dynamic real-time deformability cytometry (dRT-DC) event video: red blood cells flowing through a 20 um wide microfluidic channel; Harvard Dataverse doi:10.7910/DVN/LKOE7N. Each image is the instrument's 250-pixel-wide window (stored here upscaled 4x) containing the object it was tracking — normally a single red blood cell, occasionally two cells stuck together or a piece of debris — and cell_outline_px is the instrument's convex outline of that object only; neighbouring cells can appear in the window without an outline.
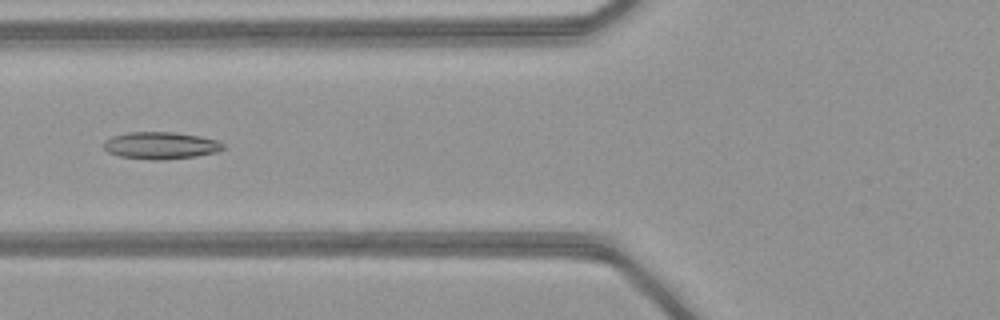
{"species": "common noctule bat (a hibernating species)", "species_latin": "Nyctalus noctula", "temperature_condition": "warm", "stored_images_in_passage": 32, "camera_frame_rate_fps": 3000, "um_per_image_px": 0.085, "animal": {"sex": "female", "body_mass_g": 21.9}, "frame": {"image": 1, "passage_image": 2, "time_ms": 0.333, "image_size_px": [1000, 320], "cell_outline_px": [[224, 148], [216, 152], [196, 156], [160, 160], [152, 160], [120, 156], [108, 152], [104, 148], [104, 140], [112, 136], [128, 132], [172, 132], [200, 136], [216, 140], [224, 144]], "centroid_in_image_um": [13.64, 12.36], "position_along_channel_um": 112.2, "area_um2": 18.79}}
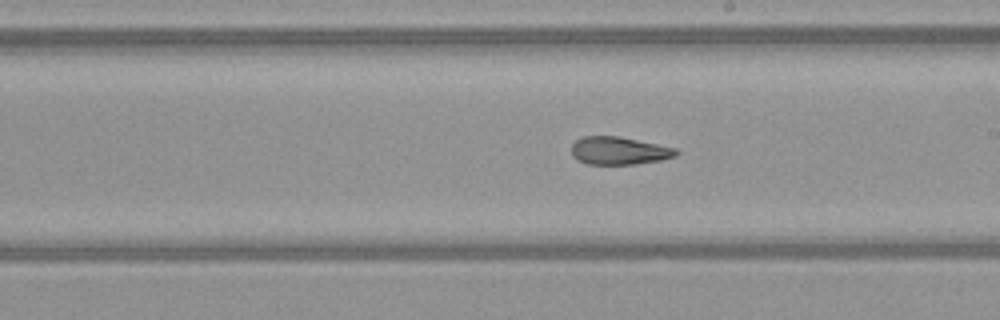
{"frame": {"image": 2, "passage_image": 11, "time_ms": 3.333, "image_size_px": [1000, 320], "cell_outline_px": [[680, 152], [676, 156], [660, 160], [636, 164], [588, 164], [576, 160], [572, 156], [572, 144], [576, 140], [584, 136], [620, 136], [676, 148]], "centroid_in_image_um": [52.61, 12.81], "position_along_channel_um": 236.4, "area_um2": 17.05}}
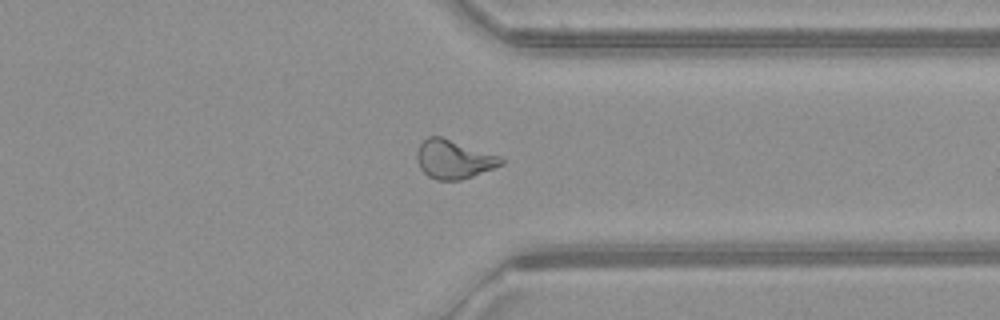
{"frame": {"image": 3, "passage_image": 21, "time_ms": 6.667, "image_size_px": [1000, 320], "cell_outline_px": [[504, 164], [472, 176], [460, 180], [436, 180], [428, 176], [420, 168], [416, 160], [416, 152], [420, 144], [428, 136], [440, 136], [500, 156], [504, 160]], "centroid_in_image_um": [38.54, 13.54], "position_along_channel_um": 372.9, "area_um2": 18.9}, "authors_computed_cell_mechanics": {"area_um2": 18.1203, "velocity_mm_per_s": 4.1153, "shape_relaxation_time_tau1_ms": null, "shape_relaxation_time_tau2_ms": 1.8188, "deformation_change_tau1": null, "deformation_change_tau2": 0.0869}}